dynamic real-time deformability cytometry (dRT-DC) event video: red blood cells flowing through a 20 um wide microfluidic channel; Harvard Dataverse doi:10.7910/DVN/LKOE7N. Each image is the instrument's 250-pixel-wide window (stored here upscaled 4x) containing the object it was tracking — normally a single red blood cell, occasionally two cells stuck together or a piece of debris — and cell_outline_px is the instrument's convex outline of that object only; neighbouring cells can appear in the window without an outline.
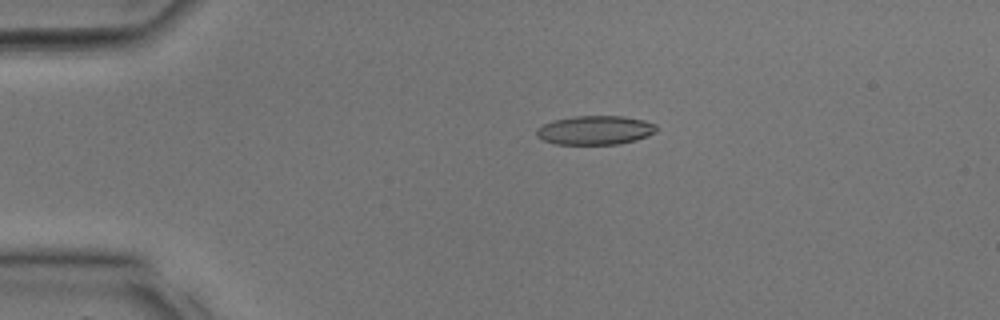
{"species": "common noctule bat (a hibernating species)", "species_latin": "Nyctalus noctula", "temperature_condition": "room temperature", "stored_images_in_passage": 31, "camera_frame_rate_fps": 3000, "um_per_image_px": 0.085, "animal": {"sex": "male", "body_mass_g": 17.9, "forearm_length_mm": 54.2}, "frame": {"image": 1, "passage_image": 6, "time_ms": 1.667, "image_size_px": [1000, 320], "cell_outline_px": [[656, 132], [648, 136], [636, 140], [620, 144], [556, 144], [544, 140], [536, 136], [536, 128], [552, 120], [572, 116], [624, 116], [644, 120], [656, 124]], "centroid_in_image_um": [50.59, 11.06], "position_along_channel_um": 34.4, "area_um2": 20.4}}
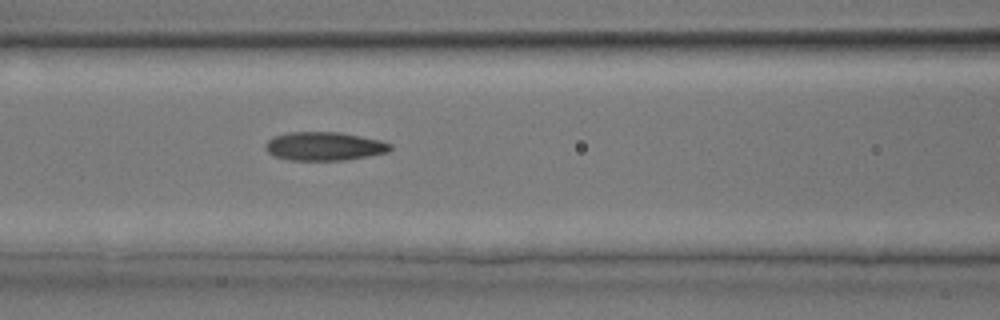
{"frame": {"image": 2, "passage_image": 13, "time_ms": 4.0, "image_size_px": [1000, 320], "cell_outline_px": [[392, 148], [388, 152], [348, 160], [292, 160], [276, 156], [268, 152], [264, 148], [264, 144], [272, 136], [288, 132], [340, 132], [380, 140], [392, 144]], "centroid_in_image_um": [27.56, 12.42], "position_along_channel_um": 139.0, "area_um2": 20.87}}
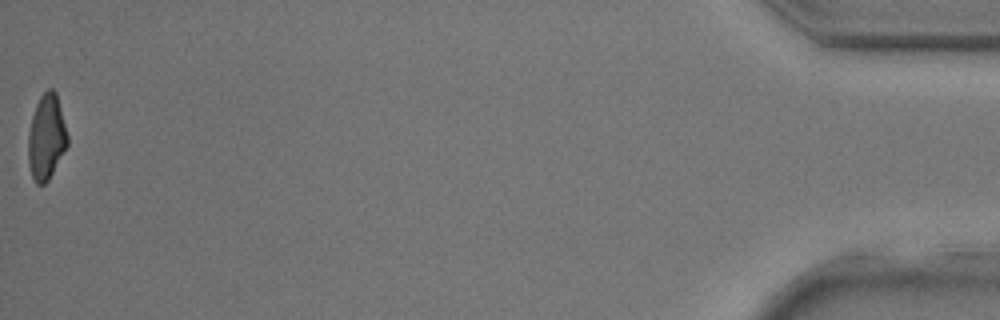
{"frame": {"image": 3, "passage_image": 31, "time_ms": 10.0, "image_size_px": [1000, 320], "cell_outline_px": [[68, 144], [48, 180], [44, 184], [36, 184], [32, 176], [28, 164], [28, 132], [32, 116], [36, 104], [40, 96], [48, 88], [52, 88], [56, 92], [68, 136]], "centroid_in_image_um": [3.93, 11.65], "position_along_channel_um": 431.3, "area_um2": 19.42}}